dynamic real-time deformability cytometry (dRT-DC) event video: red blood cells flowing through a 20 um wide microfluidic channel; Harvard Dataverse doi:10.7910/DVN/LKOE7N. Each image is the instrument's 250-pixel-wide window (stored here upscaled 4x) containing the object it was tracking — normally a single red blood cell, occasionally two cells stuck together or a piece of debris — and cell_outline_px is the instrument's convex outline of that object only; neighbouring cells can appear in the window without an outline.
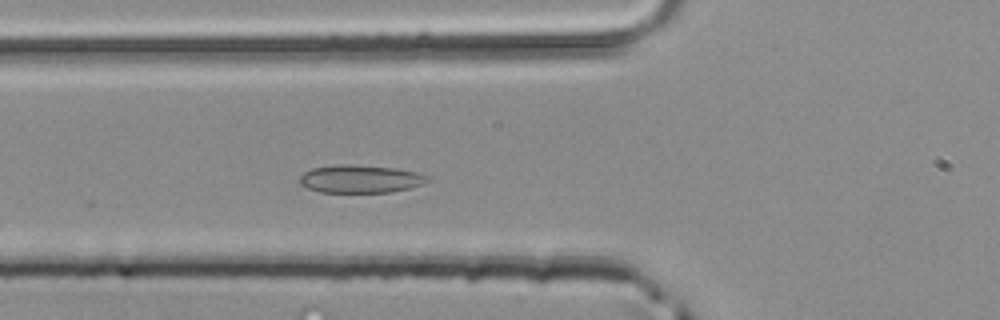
{"species": "common noctule bat (a hibernating species)", "species_latin": "Nyctalus noctula", "temperature_condition": "room temperature", "stored_images_in_passage": 13, "camera_frame_rate_fps": 3000, "um_per_image_px": 0.085, "animal": {"sex": "male", "body_mass_g": 20.4}, "frame": {"image": 1, "passage_image": 6, "time_ms": 1.667, "image_size_px": [1000, 320], "cell_outline_px": [[428, 180], [420, 184], [408, 188], [392, 192], [320, 192], [308, 188], [300, 184], [300, 176], [304, 172], [312, 168], [340, 164], [344, 164], [396, 168], [416, 172], [428, 176]], "centroid_in_image_um": [30.59, 15.21], "position_along_channel_um": 95.2, "area_um2": 20.52}}